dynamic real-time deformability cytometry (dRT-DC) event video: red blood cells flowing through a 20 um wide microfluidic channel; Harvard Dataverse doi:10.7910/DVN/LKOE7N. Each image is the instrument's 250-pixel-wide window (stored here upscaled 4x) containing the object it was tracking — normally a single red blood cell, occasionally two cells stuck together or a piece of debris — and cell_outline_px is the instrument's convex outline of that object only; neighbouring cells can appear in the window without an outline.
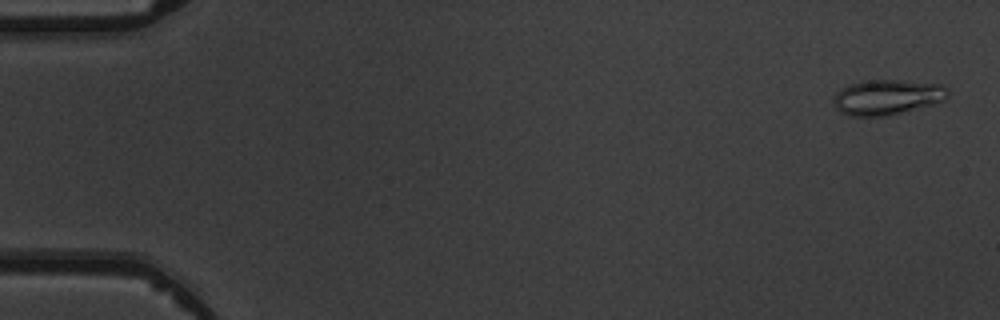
{"species": "common noctule bat (a hibernating species)", "species_latin": "Nyctalus noctula", "temperature_condition": "warm", "stored_images_in_passage": 4, "camera_frame_rate_fps": 3000, "um_per_image_px": 0.085, "animal": {"sex": "male", "body_mass_g": 19.5, "forearm_length_mm": 54.6}, "frame": {"image": 1, "passage_image": 1, "time_ms": 0.0, "image_size_px": [1000, 320], "cell_outline_px": [[948, 96], [944, 100], [888, 116], [848, 116], [840, 112], [836, 108], [832, 100], [832, 96], [840, 88], [848, 84], [868, 80], [904, 80], [944, 84], [948, 88]], "centroid_in_image_um": [75.37, 8.24], "position_along_channel_um": 9.6, "area_um2": 23.7}}
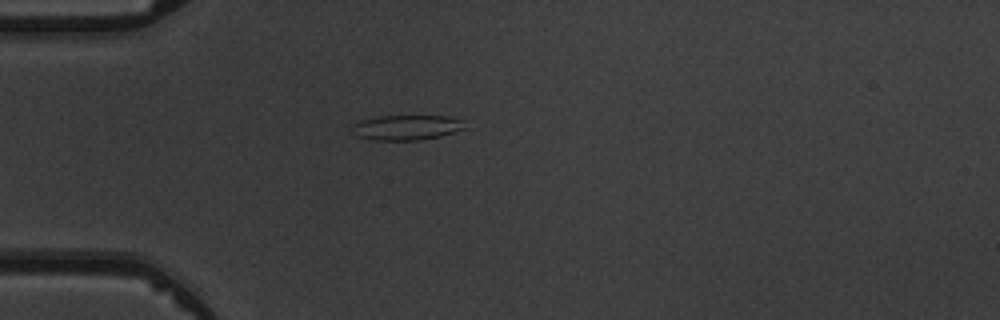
{"frame": {"image": 2, "passage_image": 4, "time_ms": 4.333, "image_size_px": [1000, 320], "cell_outline_px": [[468, 128], [440, 136], [420, 140], [372, 140], [356, 136], [352, 132], [352, 124], [360, 120], [376, 116], [448, 116], [460, 120]], "centroid_in_image_um": [34.52, 10.84], "position_along_channel_um": 50.5, "area_um2": 16.59}}